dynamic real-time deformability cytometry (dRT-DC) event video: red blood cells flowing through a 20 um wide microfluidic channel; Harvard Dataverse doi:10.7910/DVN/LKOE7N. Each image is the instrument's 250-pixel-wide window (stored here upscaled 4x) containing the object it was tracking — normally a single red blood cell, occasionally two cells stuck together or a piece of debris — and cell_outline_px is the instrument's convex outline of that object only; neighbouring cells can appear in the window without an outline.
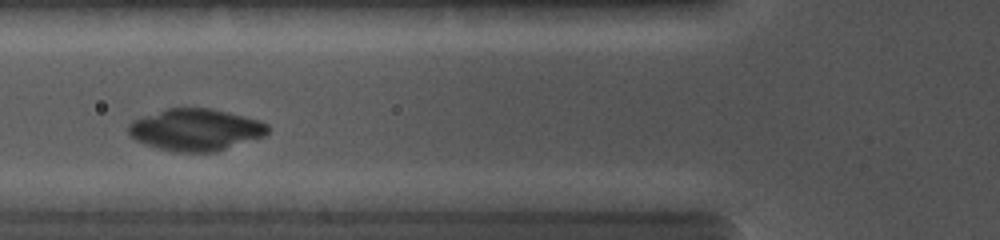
{"species": "common noctule bat (a hibernating species)", "species_latin": "Nyctalus noctula", "temperature_condition": "cold", "stored_images_in_passage": 32, "camera_frame_rate_fps": 5000, "um_per_image_px": 0.085, "animal": {"sex": "female", "body_mass_g": 19.0, "forearm_length_mm": 56.7}, "frame": {"image": 1, "passage_image": 11, "time_ms": 2.8, "image_size_px": [1000, 240], "cell_outline_px": [[268, 132], [264, 136], [216, 152], [176, 152], [160, 148], [136, 140], [128, 132], [128, 124], [132, 120], [168, 108], [212, 108], [260, 120], [268, 124]], "centroid_in_image_um": [16.65, 11.02], "position_along_channel_um": 109.1, "area_um2": 33.81}}
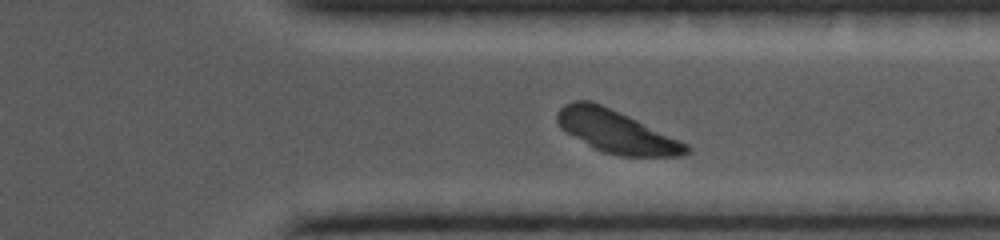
{"frame": {"image": 2, "passage_image": 29, "time_ms": 8.4, "image_size_px": [1000, 240], "cell_outline_px": [[692, 148], [684, 156], [620, 156], [604, 152], [588, 144], [560, 128], [556, 120], [556, 116], [560, 108], [564, 104], [572, 100], [588, 100], [600, 104], [628, 116], [688, 144]], "centroid_in_image_um": [52.38, 11.18], "position_along_channel_um": 359.0, "area_um2": 31.5}}
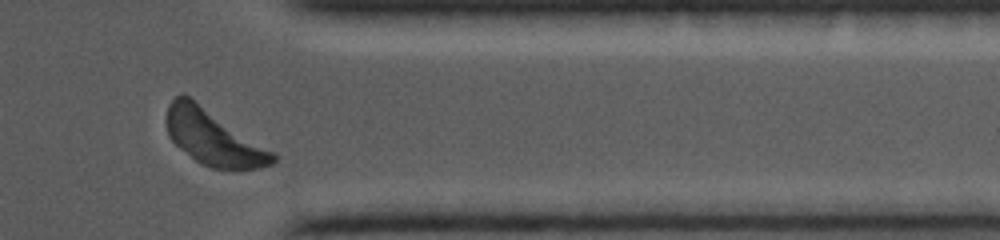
{"frame": {"image": 3, "passage_image": 31, "time_ms": 9.2, "image_size_px": [1000, 240], "cell_outline_px": [[276, 160], [272, 164], [256, 168], [212, 168], [196, 160], [180, 148], [168, 136], [164, 120], [168, 104], [180, 92], [188, 96], [272, 152], [276, 156]], "centroid_in_image_um": [18.04, 11.67], "position_along_channel_um": 393.4, "area_um2": 33.18}}